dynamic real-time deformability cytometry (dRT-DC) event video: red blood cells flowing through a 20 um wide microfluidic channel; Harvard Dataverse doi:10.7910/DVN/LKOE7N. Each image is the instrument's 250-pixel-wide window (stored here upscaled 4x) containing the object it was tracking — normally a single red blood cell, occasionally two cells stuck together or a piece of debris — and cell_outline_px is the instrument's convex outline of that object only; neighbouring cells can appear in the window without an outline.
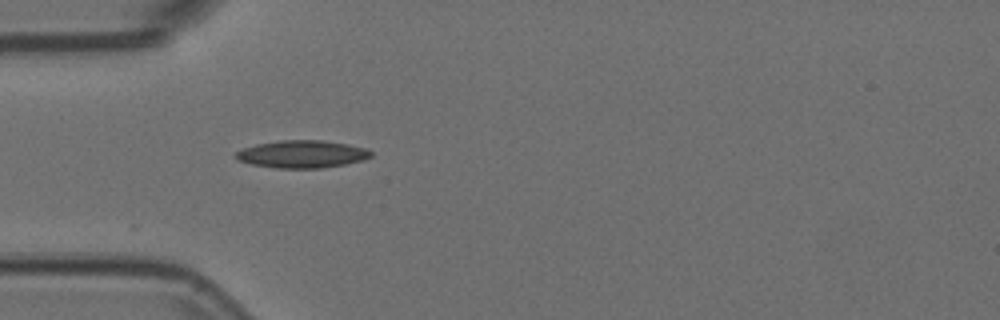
{"species": "Egyptian fruit bat (a non-hibernating species)", "species_latin": "Rousettus aegyptiacus", "temperature_condition": "room temperature", "stored_images_in_passage": 33, "camera_frame_rate_fps": 3000, "um_per_image_px": 0.085, "animal": {"sex": "female"}, "frame": {"image": 1, "passage_image": 1, "time_ms": 0.0, "image_size_px": [1000, 320], "cell_outline_px": [[372, 156], [364, 160], [344, 164], [320, 168], [276, 168], [252, 164], [240, 160], [236, 156], [236, 152], [244, 148], [256, 144], [280, 140], [320, 140], [348, 144], [364, 148], [372, 152]], "centroid_in_image_um": [25.7, 13.1], "position_along_channel_um": 59.3, "area_um2": 21.44}}
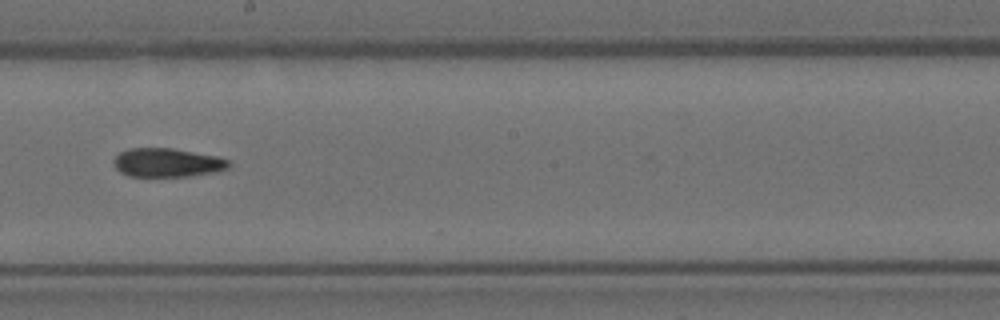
{"frame": {"image": 2, "passage_image": 15, "time_ms": 4.667, "image_size_px": [1000, 320], "cell_outline_px": [[232, 164], [228, 168], [216, 172], [188, 176], [128, 176], [120, 172], [116, 168], [112, 160], [120, 152], [128, 148], [172, 148], [216, 156], [228, 160]], "centroid_in_image_um": [14.2, 13.82], "position_along_channel_um": 234.0, "area_um2": 19.31}}
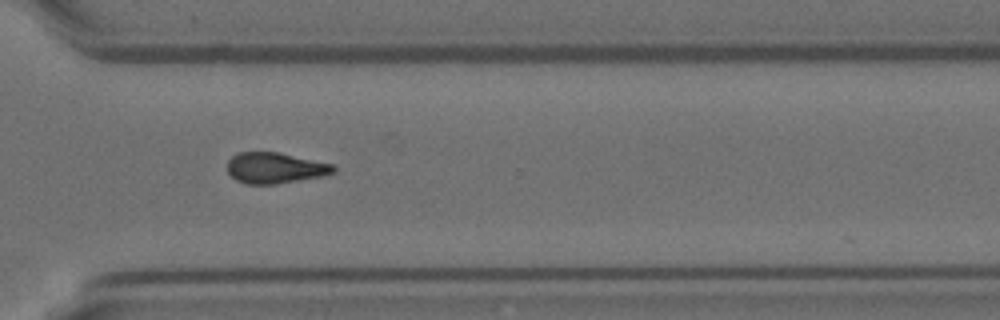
{"frame": {"image": 3, "passage_image": 24, "time_ms": 7.667, "image_size_px": [1000, 320], "cell_outline_px": [[336, 172], [320, 176], [276, 184], [244, 184], [236, 180], [228, 172], [228, 160], [232, 156], [240, 152], [276, 152], [332, 164], [336, 168]], "centroid_in_image_um": [23.35, 14.28], "position_along_channel_um": 347.3, "area_um2": 18.84}, "authors_computed_cell_mechanics": {"area_um2": 19.7676, "velocity_mm_per_s": 3.7825, "shape_relaxation_time_tau1_ms": null, "shape_relaxation_time_tau2_ms": 8.8621, "deformation_change_tau1": null, "deformation_change_tau2": 0.1954}}